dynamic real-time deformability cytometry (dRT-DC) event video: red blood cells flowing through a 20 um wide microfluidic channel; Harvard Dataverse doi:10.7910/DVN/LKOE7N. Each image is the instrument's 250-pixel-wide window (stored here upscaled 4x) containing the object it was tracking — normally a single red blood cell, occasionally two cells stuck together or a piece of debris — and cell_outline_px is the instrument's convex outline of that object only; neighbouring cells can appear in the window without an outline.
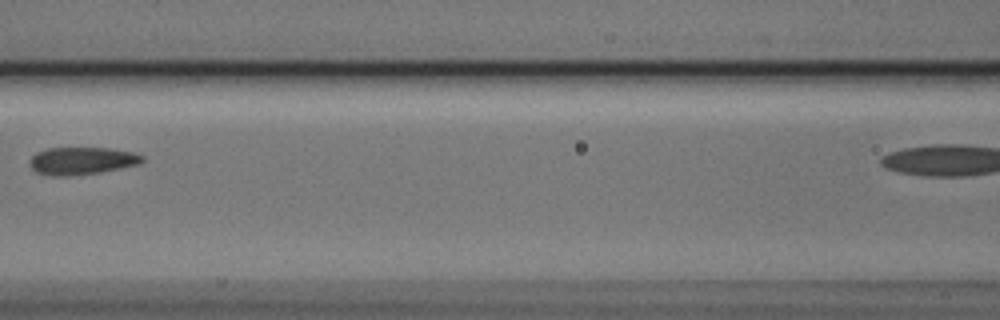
{"species": "Egyptian fruit bat (a non-hibernating species)", "species_latin": "Rousettus aegyptiacus", "temperature_condition": "cold", "stored_images_in_passage": 8, "segment_of_instrument_passage": [1, 2], "camera_frame_rate_fps": 3000, "um_per_image_px": 0.085, "animal": {"sex": "male"}, "frame": {"image": 1, "passage_image": 6, "time_ms": 1.667, "image_size_px": [1000, 320], "cell_outline_px": [[144, 160], [136, 164], [120, 168], [100, 172], [64, 176], [52, 176], [36, 172], [32, 168], [28, 160], [36, 152], [48, 148], [108, 148], [132, 152], [144, 156]], "centroid_in_image_um": [6.91, 13.66], "position_along_channel_um": 159.7, "area_um2": 17.86}}
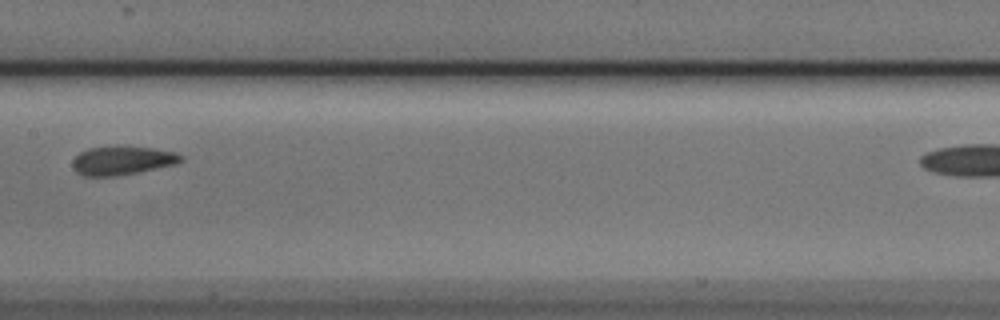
{"frame": {"image": 2, "passage_image": 7, "time_ms": 2.0, "image_size_px": [1000, 320], "cell_outline_px": [[184, 160], [176, 164], [116, 176], [84, 176], [76, 172], [72, 168], [72, 160], [80, 152], [88, 148], [152, 148], [176, 152], [184, 156]], "centroid_in_image_um": [10.39, 13.67], "position_along_channel_um": 197.0, "area_um2": 17.69}}